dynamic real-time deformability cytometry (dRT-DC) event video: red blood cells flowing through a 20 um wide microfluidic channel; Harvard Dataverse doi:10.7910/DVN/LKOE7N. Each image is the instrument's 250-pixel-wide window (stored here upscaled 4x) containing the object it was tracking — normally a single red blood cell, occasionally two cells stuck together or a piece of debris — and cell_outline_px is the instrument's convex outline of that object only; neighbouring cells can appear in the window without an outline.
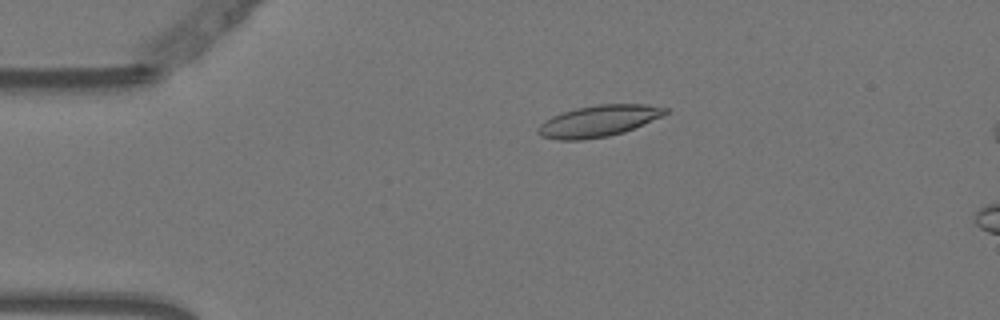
{"species": "Egyptian fruit bat (a non-hibernating species)", "species_latin": "Rousettus aegyptiacus", "temperature_condition": "warm", "stored_images_in_passage": 44, "camera_frame_rate_fps": 3000, "um_per_image_px": 0.085, "animal": {"sex": "female"}, "frame": {"image": 1, "passage_image": 11, "time_ms": 3.333, "image_size_px": [1000, 320], "cell_outline_px": [[668, 112], [660, 116], [624, 132], [608, 136], [580, 140], [556, 140], [540, 136], [536, 132], [536, 128], [544, 120], [552, 116], [576, 108], [600, 104], [648, 104], [668, 108]], "centroid_in_image_um": [50.82, 10.29], "position_along_channel_um": 34.2, "area_um2": 23.18}}
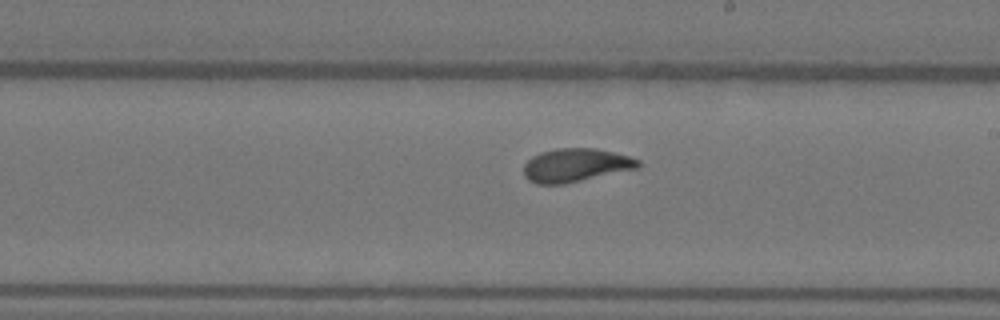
{"frame": {"image": 2, "passage_image": 31, "time_ms": 10.0, "image_size_px": [1000, 320], "cell_outline_px": [[640, 164], [636, 168], [564, 184], [536, 184], [528, 180], [524, 176], [524, 164], [532, 156], [540, 152], [556, 148], [596, 148], [628, 156], [640, 160]], "centroid_in_image_um": [48.88, 14.04], "position_along_channel_um": 240.1, "area_um2": 22.14}}
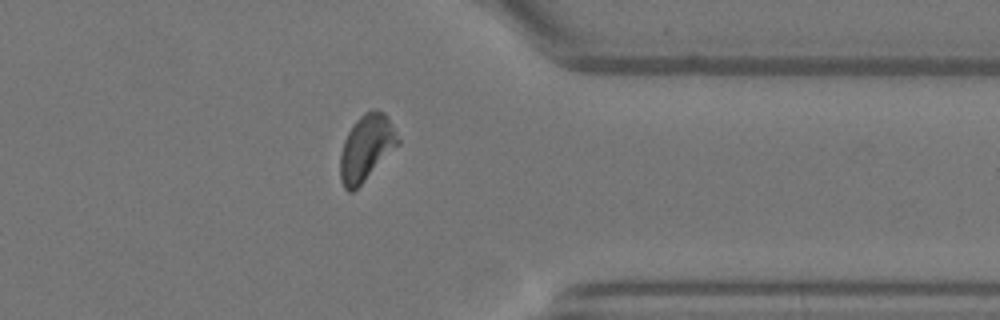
{"frame": {"image": 3, "passage_image": 43, "time_ms": 14.0, "image_size_px": [1000, 320], "cell_outline_px": [[400, 144], [352, 192], [348, 192], [344, 188], [340, 180], [340, 152], [344, 140], [348, 132], [356, 120], [364, 112], [372, 108], [376, 108], [384, 112], [400, 140]], "centroid_in_image_um": [31.12, 12.54], "position_along_channel_um": 380.3, "area_um2": 22.08}}